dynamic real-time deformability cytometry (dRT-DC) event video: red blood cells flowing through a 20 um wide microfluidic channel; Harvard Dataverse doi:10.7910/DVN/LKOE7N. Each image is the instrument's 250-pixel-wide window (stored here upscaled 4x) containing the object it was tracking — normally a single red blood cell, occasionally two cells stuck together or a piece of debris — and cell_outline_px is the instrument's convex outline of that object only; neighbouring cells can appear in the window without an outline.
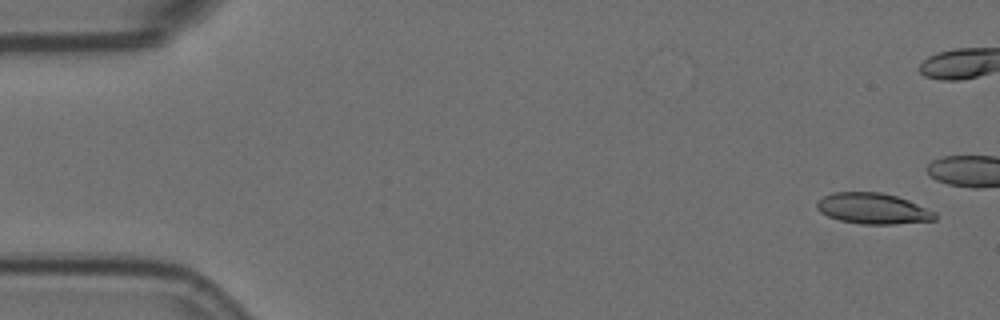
{"species": "Egyptian fruit bat (a non-hibernating species)", "species_latin": "Rousettus aegyptiacus", "temperature_condition": "room temperature", "stored_images_in_passage": 6, "camera_frame_rate_fps": 3000, "um_per_image_px": 0.085, "animal": {"sex": "female"}, "frame": {"image": 1, "passage_image": 1, "time_ms": 0.0, "image_size_px": [1000, 320], "cell_outline_px": [[936, 220], [896, 224], [860, 224], [840, 220], [828, 216], [820, 212], [816, 208], [816, 200], [832, 192], [880, 192], [896, 196], [908, 200], [936, 212]], "centroid_in_image_um": [74.18, 17.72], "position_along_channel_um": 10.8, "area_um2": 21.33}}